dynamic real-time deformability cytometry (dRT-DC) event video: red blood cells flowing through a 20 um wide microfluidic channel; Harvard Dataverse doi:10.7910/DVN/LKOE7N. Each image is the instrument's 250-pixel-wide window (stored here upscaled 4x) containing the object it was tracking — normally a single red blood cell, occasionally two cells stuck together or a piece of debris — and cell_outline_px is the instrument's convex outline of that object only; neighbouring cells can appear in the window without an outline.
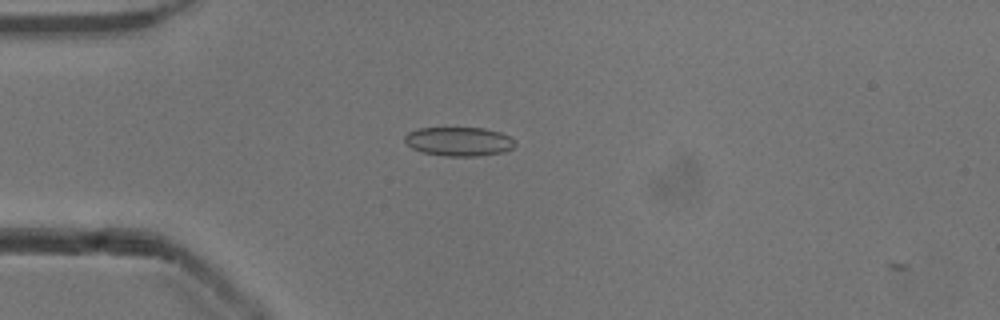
{"species": "common noctule bat (a hibernating species)", "species_latin": "Nyctalus noctula", "temperature_condition": "cold", "stored_images_in_passage": 3, "camera_frame_rate_fps": 3000, "um_per_image_px": 0.085, "animal": {"sex": "male", "body_mass_g": 13.3}, "frame": {"image": 1, "passage_image": 2, "time_ms": 0.333, "image_size_px": [1000, 320], "cell_outline_px": [[516, 144], [512, 148], [504, 152], [476, 156], [444, 156], [424, 152], [412, 148], [404, 140], [404, 136], [408, 132], [420, 128], [484, 128], [500, 132], [508, 136]], "centroid_in_image_um": [39.0, 12.02], "position_along_channel_um": 46.0, "area_um2": 18.5}}